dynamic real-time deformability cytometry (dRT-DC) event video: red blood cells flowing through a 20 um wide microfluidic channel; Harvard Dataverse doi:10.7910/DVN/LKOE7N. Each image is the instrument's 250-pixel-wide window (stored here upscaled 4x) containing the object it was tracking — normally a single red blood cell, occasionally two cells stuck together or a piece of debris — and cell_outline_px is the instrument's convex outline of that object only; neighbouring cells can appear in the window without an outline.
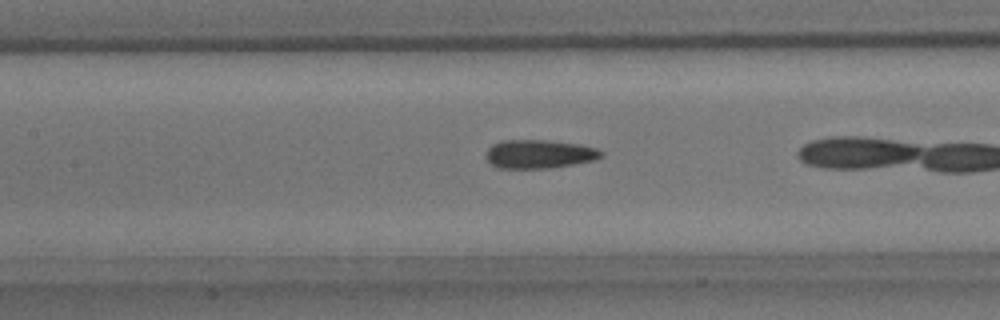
{"species": "common noctule bat (a hibernating species)", "species_latin": "Nyctalus noctula", "temperature_condition": "room temperature", "stored_images_in_passage": 8, "camera_frame_rate_fps": 3000, "um_per_image_px": 0.085, "animal": {"sex": "male", "body_mass_g": 15.6}, "frame": {"image": 1, "passage_image": 6, "time_ms": 1.667, "image_size_px": [1000, 320], "cell_outline_px": [[604, 156], [592, 160], [552, 168], [496, 168], [488, 160], [488, 148], [492, 144], [500, 140], [544, 140], [580, 144], [596, 148], [604, 152]], "centroid_in_image_um": [45.84, 13.09], "position_along_channel_um": 161.6, "area_um2": 19.13}}